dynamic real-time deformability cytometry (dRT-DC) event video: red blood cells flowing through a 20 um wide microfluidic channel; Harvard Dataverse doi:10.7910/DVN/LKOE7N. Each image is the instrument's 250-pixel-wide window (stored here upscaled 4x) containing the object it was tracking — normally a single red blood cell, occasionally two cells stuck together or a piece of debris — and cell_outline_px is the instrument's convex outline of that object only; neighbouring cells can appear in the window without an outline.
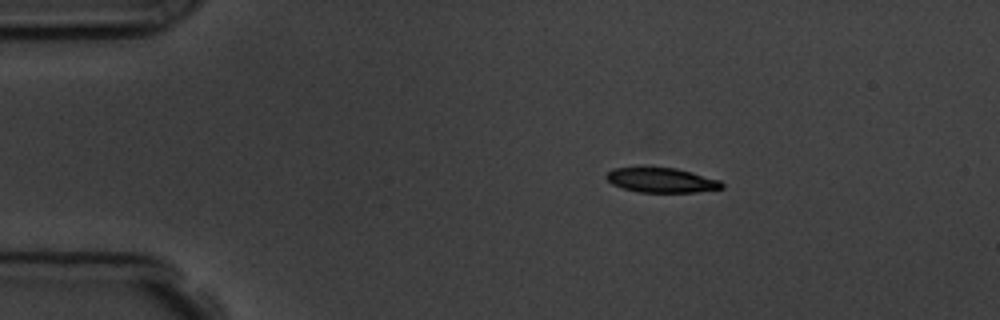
{"species": "common noctule bat (a hibernating species)", "species_latin": "Nyctalus noctula", "temperature_condition": "room temperature", "stored_images_in_passage": 3, "camera_frame_rate_fps": 3000, "um_per_image_px": 0.085, "animal": {"sex": "male", "body_mass_g": 19.5, "forearm_length_mm": 54.6}, "frame": {"image": 1, "passage_image": 2, "time_ms": 1.0, "image_size_px": [1000, 320], "cell_outline_px": [[724, 188], [696, 192], [640, 192], [624, 188], [612, 184], [604, 176], [612, 168], [676, 168], [720, 180], [724, 184]], "centroid_in_image_um": [56.24, 15.32], "position_along_channel_um": 28.8, "area_um2": 16.42}}